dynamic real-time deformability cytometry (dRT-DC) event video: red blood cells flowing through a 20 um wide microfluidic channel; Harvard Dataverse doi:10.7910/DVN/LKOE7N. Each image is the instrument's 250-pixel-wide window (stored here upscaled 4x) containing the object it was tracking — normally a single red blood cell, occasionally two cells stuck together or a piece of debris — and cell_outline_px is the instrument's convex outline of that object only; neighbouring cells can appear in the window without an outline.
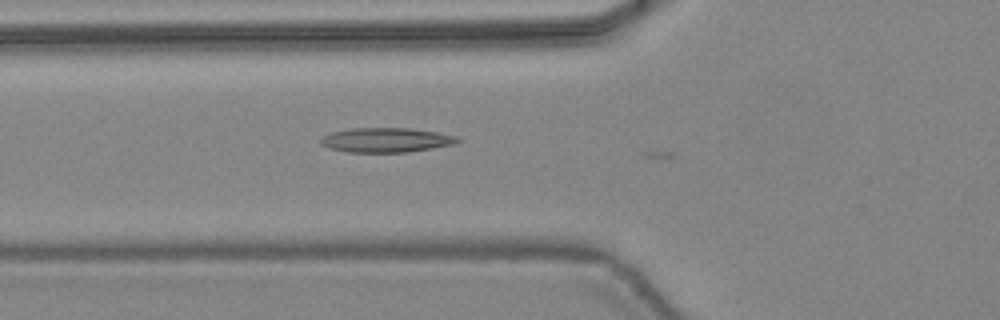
{"species": "common noctule bat (a hibernating species)", "species_latin": "Nyctalus noctula", "temperature_condition": "warm", "stored_images_in_passage": 4, "camera_frame_rate_fps": 3000, "um_per_image_px": 0.085, "animal": {"sex": "female", "body_mass_g": 24.6, "forearm_length_mm": 56.2}, "frame": {"image": 1, "passage_image": 3, "time_ms": 0.667, "image_size_px": [1000, 320], "cell_outline_px": [[464, 140], [452, 144], [432, 148], [408, 152], [348, 152], [328, 148], [320, 144], [320, 140], [324, 136], [332, 132], [352, 128], [408, 128], [436, 132], [460, 136]], "centroid_in_image_um": [32.85, 11.9], "position_along_channel_um": 93.0, "area_um2": 19.59}}